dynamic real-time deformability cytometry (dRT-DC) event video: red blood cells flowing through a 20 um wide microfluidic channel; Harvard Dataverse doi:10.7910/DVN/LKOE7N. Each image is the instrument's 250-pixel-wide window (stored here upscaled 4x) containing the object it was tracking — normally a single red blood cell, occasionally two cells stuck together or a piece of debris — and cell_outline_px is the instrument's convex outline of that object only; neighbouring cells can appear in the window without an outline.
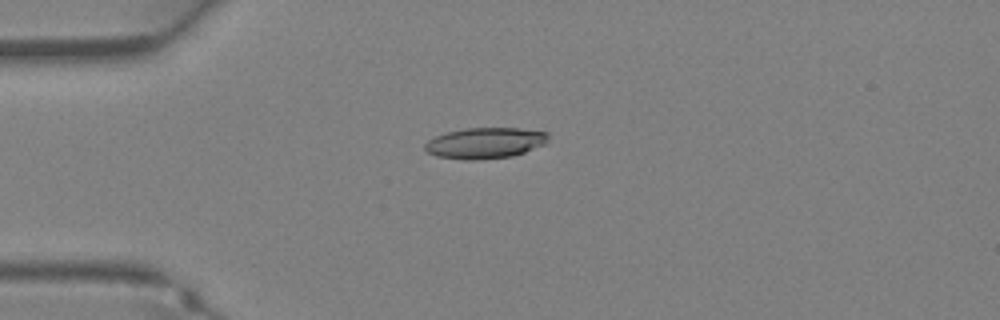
{"species": "Egyptian fruit bat (a non-hibernating species)", "species_latin": "Rousettus aegyptiacus", "temperature_condition": "warm", "stored_images_in_passage": 33, "camera_frame_rate_fps": 3000, "um_per_image_px": 0.085, "animal": {"sex": "female"}, "frame": {"image": 1, "passage_image": 6, "time_ms": 1.667, "image_size_px": [1000, 320], "cell_outline_px": [[548, 144], [512, 156], [480, 160], [464, 160], [436, 156], [428, 152], [424, 148], [424, 144], [428, 140], [436, 136], [448, 132], [464, 128], [520, 128], [548, 132]], "centroid_in_image_um": [41.26, 12.16], "position_along_channel_um": 43.7, "area_um2": 22.43}}
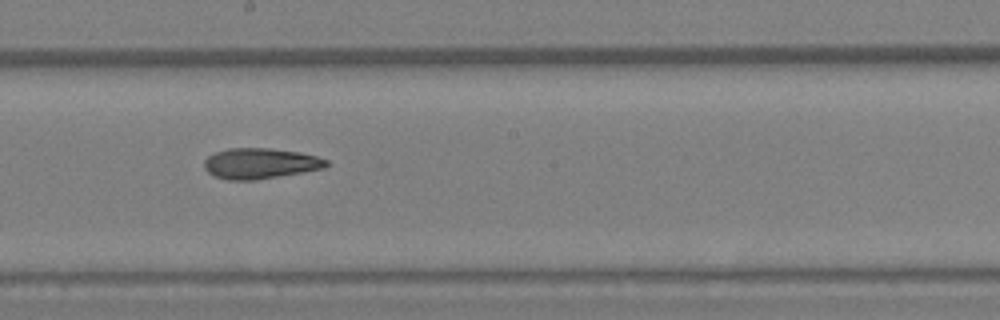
{"frame": {"image": 2, "passage_image": 17, "time_ms": 5.333, "image_size_px": [1000, 320], "cell_outline_px": [[328, 164], [324, 168], [256, 180], [228, 180], [216, 176], [208, 172], [204, 168], [204, 160], [208, 156], [216, 152], [228, 148], [268, 148], [300, 152], [316, 156], [328, 160]], "centroid_in_image_um": [22.1, 13.89], "position_along_channel_um": 226.1, "area_um2": 21.68}}
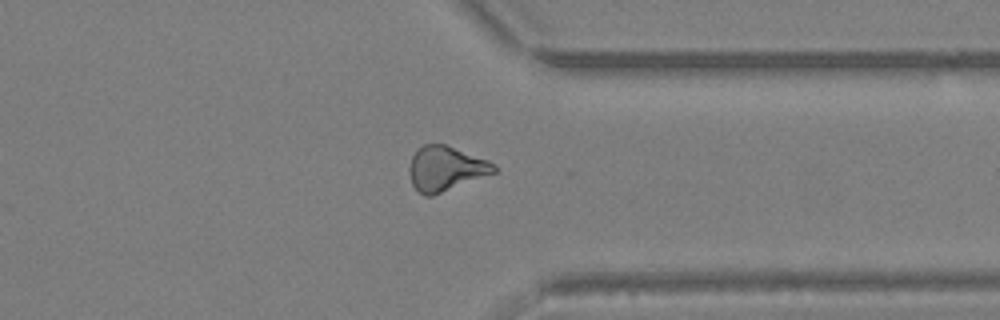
{"frame": {"image": 3, "passage_image": 25, "time_ms": 8.0, "image_size_px": [1000, 320], "cell_outline_px": [[496, 172], [432, 196], [424, 196], [412, 184], [408, 172], [408, 168], [412, 156], [416, 148], [424, 144], [444, 144], [488, 160], [496, 164]], "centroid_in_image_um": [37.85, 14.32], "position_along_channel_um": 373.5, "area_um2": 22.02}}